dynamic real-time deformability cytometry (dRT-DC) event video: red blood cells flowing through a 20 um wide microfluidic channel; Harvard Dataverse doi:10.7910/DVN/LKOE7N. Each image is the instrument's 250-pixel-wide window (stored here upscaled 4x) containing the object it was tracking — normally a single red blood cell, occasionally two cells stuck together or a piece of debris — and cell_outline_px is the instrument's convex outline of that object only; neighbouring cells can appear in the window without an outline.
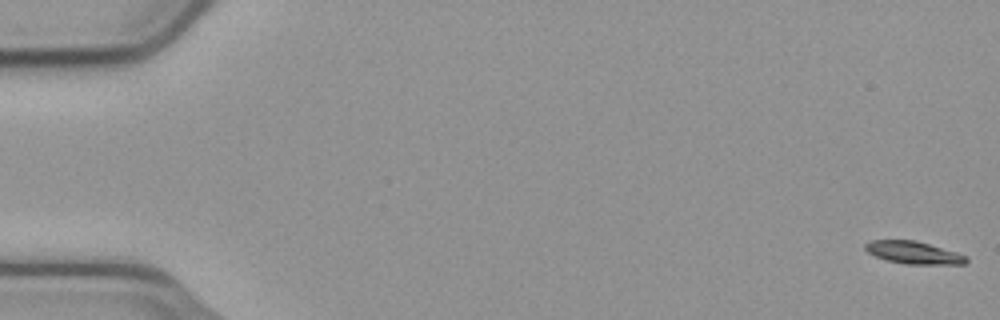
{"species": "common noctule bat (a hibernating species)", "species_latin": "Nyctalus noctula", "temperature_condition": "cold", "stored_images_in_passage": 56, "camera_frame_rate_fps": 3000, "um_per_image_px": 0.085, "animal": {"sex": "male", "body_mass_g": 23.1, "forearm_length_mm": 52.7}, "frame": {"image": 1, "passage_image": 1, "time_ms": 0.0, "image_size_px": [1000, 320], "cell_outline_px": [[968, 260], [964, 264], [908, 264], [888, 260], [876, 256], [868, 252], [864, 248], [864, 244], [868, 240], [912, 240], [928, 244], [956, 252], [968, 256]], "centroid_in_image_um": [77.64, 21.47], "position_along_channel_um": 7.4, "area_um2": 13.06}}
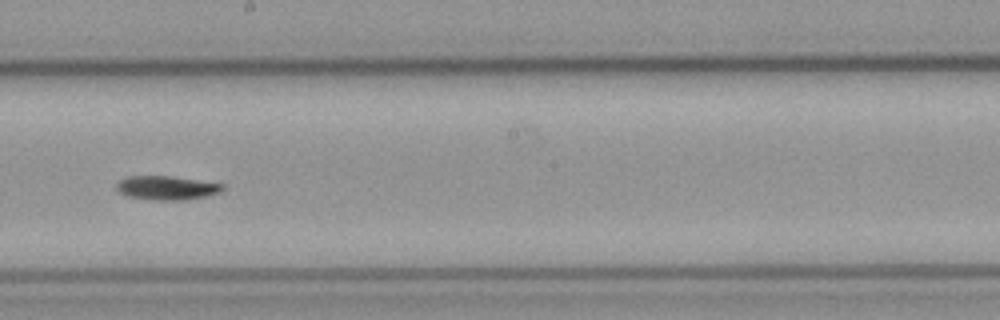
{"frame": {"image": 2, "passage_image": 32, "time_ms": 10.333, "image_size_px": [1000, 320], "cell_outline_px": [[224, 188], [220, 192], [208, 196], [184, 200], [152, 200], [128, 196], [120, 192], [116, 188], [116, 184], [120, 180], [128, 176], [172, 176], [224, 184]], "centroid_in_image_um": [14.18, 15.97], "position_along_channel_um": 234.0, "area_um2": 14.8}}
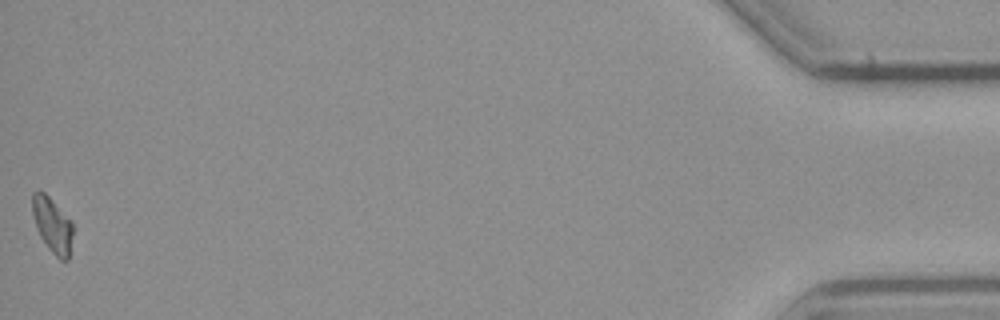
{"frame": {"image": 3, "passage_image": 56, "time_ms": 18.333, "image_size_px": [1000, 320], "cell_outline_px": [[72, 236], [68, 260], [60, 260], [48, 248], [40, 236], [36, 228], [32, 212], [32, 192], [44, 192], [72, 220]], "centroid_in_image_um": [4.45, 19.13], "position_along_channel_um": 430.8, "area_um2": 12.95}, "authors_computed_cell_mechanics": {"area_um2": 14.0454, "velocity_mm_per_s": 3.7118, "shape_relaxation_time_tau1_ms": 3.9981, "shape_relaxation_time_tau2_ms": null, "deformation_change_tau1": 0.1094, "deformation_change_tau2": null}}